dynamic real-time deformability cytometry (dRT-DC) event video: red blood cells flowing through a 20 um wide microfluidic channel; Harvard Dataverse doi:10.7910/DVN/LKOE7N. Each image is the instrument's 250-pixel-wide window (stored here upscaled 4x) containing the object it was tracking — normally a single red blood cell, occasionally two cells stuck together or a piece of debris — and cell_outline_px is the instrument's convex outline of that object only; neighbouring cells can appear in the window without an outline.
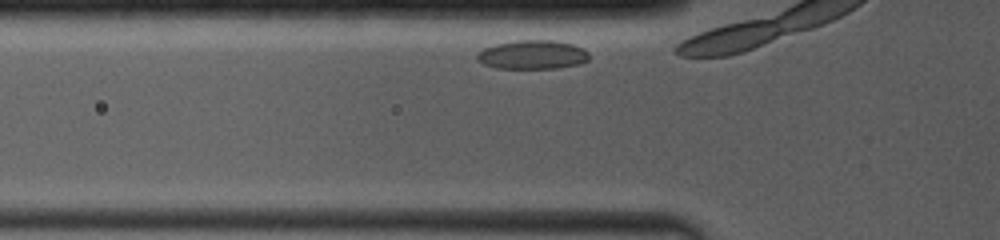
{"species": "common noctule bat (a hibernating species)", "species_latin": "Nyctalus noctula", "temperature_condition": "room temperature", "stored_images_in_passage": 4, "camera_frame_rate_fps": 4000, "um_per_image_px": 0.085, "animal": {"sex": "female", "body_mass_g": 19.0, "forearm_length_mm": 53.3}, "frame": {"image": 1, "passage_image": 2, "time_ms": 0.5, "image_size_px": [1000, 240], "cell_outline_px": [[588, 60], [580, 64], [556, 68], [496, 68], [484, 64], [476, 56], [476, 52], [484, 48], [496, 44], [516, 40], [552, 40], [572, 44], [588, 52]], "centroid_in_image_um": [45.25, 4.65], "position_along_channel_um": 80.6, "area_um2": 18.73}}